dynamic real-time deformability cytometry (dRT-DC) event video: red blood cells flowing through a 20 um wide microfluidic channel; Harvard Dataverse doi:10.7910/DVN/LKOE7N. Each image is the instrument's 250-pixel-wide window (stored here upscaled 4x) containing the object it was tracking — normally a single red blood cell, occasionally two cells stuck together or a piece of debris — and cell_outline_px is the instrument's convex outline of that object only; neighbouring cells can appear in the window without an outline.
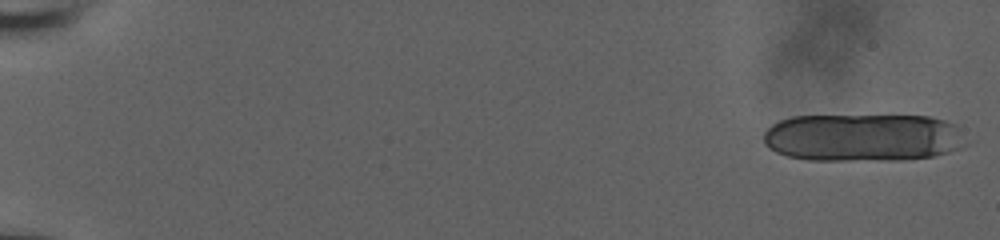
{"species": "human", "species_latin": "Homo sapiens", "temperature_condition": "room temperature", "stored_images_in_passage": 17, "camera_frame_rate_fps": 3000, "um_per_image_px": 0.085, "donor": {"sex": "male"}, "frame": {"image": 1, "passage_image": 1, "time_ms": 0.0, "image_size_px": [1000, 240], "cell_outline_px": [[968, 144], [960, 148], [948, 152], [932, 156], [900, 160], [808, 160], [788, 156], [776, 152], [768, 148], [764, 144], [764, 132], [772, 124], [780, 120], [792, 116], [928, 116], [944, 120], [956, 124]], "centroid_in_image_um": [73.35, 11.69], "position_along_channel_um": 11.6, "area_um2": 56.7}}